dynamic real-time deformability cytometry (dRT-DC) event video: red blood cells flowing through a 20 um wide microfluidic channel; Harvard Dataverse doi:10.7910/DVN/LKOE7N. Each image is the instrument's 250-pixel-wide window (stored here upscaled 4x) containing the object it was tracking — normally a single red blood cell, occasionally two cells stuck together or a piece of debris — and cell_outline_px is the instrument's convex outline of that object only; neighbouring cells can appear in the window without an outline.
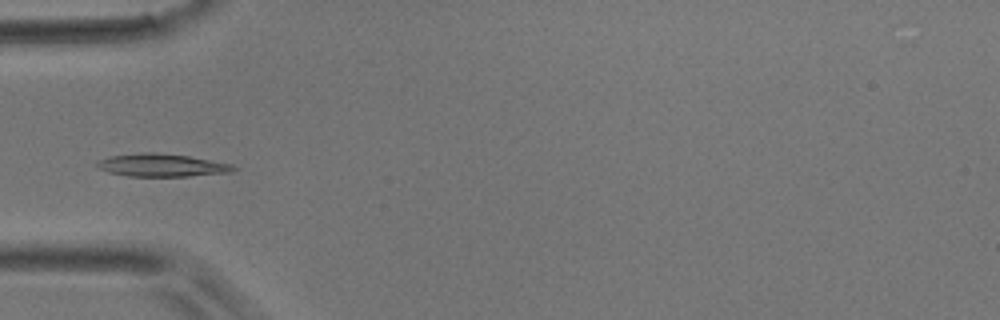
{"species": "common noctule bat (a hibernating species)", "species_latin": "Nyctalus noctula", "temperature_condition": "room temperature", "stored_images_in_passage": 5, "camera_frame_rate_fps": 3000, "um_per_image_px": 0.085, "animal": {"sex": "male", "body_mass_g": 17.9}, "frame": {"image": 1, "passage_image": 5, "time_ms": 1.333, "image_size_px": [1000, 320], "cell_outline_px": [[236, 168], [232, 172], [188, 176], [128, 176], [108, 172], [100, 168], [96, 164], [100, 160], [108, 156], [144, 152], [152, 152], [188, 156], [232, 164]], "centroid_in_image_um": [13.74, 14.04], "position_along_channel_um": 71.3, "area_um2": 17.92}}